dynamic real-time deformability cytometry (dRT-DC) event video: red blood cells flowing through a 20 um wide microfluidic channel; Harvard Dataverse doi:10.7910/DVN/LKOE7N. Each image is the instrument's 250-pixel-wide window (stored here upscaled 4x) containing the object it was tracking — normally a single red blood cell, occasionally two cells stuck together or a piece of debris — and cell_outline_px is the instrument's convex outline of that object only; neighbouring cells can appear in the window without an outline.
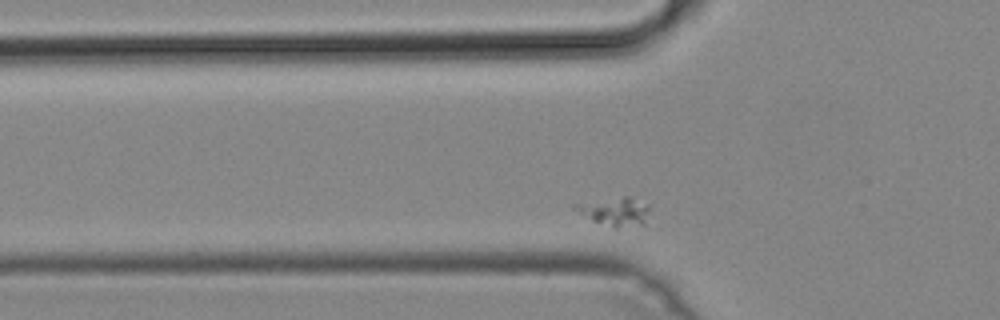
{"species": "common noctule bat (a hibernating species)", "species_latin": "Nyctalus noctula", "temperature_condition": "cold", "stored_images_in_passage": 33, "camera_frame_rate_fps": 3000, "um_per_image_px": 0.085, "animal": {"sex": "male", "body_mass_g": 19.2, "forearm_length_mm": 51.8}, "frame": {"image": 1, "passage_image": 8, "time_ms": 2.333, "image_size_px": [1000, 320], "cell_outline_px": [[648, 212], [644, 224], [616, 228], [592, 220], [572, 208], [576, 204], [624, 196], [628, 196], [648, 204]], "centroid_in_image_um": [52.3, 17.98], "position_along_channel_um": 73.5, "area_um2": 11.91}}
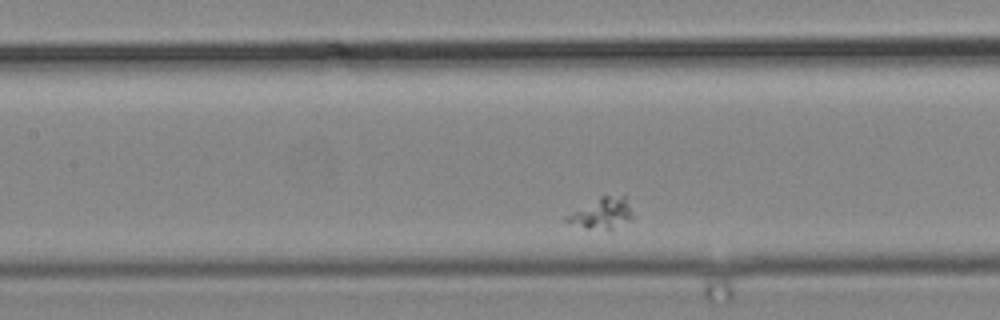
{"frame": {"image": 2, "passage_image": 15, "time_ms": 4.667, "image_size_px": [1000, 320], "cell_outline_px": [[632, 216], [628, 220], [612, 228], [584, 228], [564, 220], [564, 216], [600, 196], [624, 196], [628, 204]], "centroid_in_image_um": [51.1, 18.11], "position_along_channel_um": 156.3, "area_um2": 11.27}}
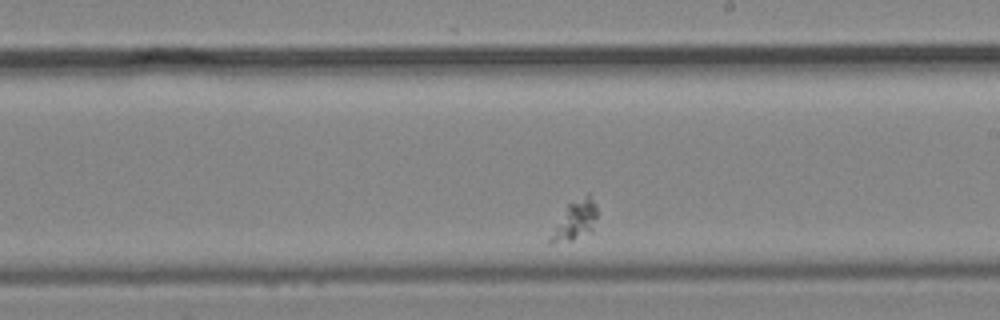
{"frame": {"image": 3, "passage_image": 22, "time_ms": 7.0, "image_size_px": [1000, 320], "cell_outline_px": [[596, 216], [592, 232], [572, 240], [552, 244], [548, 244], [548, 240], [556, 224], [568, 204], [588, 192], [596, 204]], "centroid_in_image_um": [48.89, 18.74], "position_along_channel_um": 240.1, "area_um2": 10.58}}